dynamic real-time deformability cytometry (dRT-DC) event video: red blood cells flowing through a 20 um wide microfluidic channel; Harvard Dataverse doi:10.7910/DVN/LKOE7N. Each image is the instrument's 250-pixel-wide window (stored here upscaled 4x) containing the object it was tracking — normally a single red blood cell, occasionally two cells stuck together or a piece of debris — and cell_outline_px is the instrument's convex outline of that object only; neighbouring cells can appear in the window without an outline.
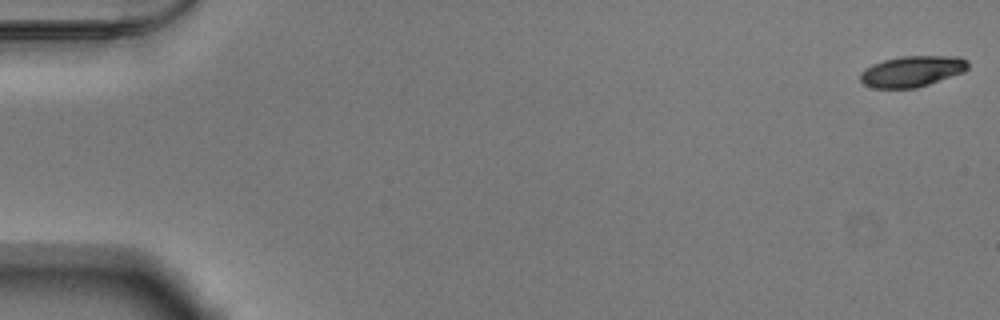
{"species": "Egyptian fruit bat (a non-hibernating species)", "species_latin": "Rousettus aegyptiacus", "temperature_condition": "warm", "stored_images_in_passage": 53, "camera_frame_rate_fps": 3000, "um_per_image_px": 0.085, "animal": {"sex": "male"}, "frame": {"image": 1, "passage_image": 1, "time_ms": 0.0, "image_size_px": [1000, 320], "cell_outline_px": [[968, 68], [964, 72], [916, 88], [872, 88], [864, 84], [860, 80], [860, 72], [872, 64], [884, 60], [900, 56], [960, 56], [968, 60]], "centroid_in_image_um": [77.53, 6.05], "position_along_channel_um": 7.5, "area_um2": 19.48}}
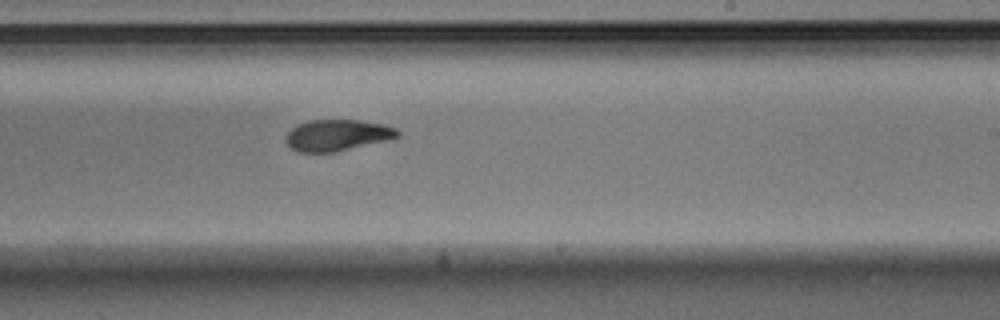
{"frame": {"image": 2, "passage_image": 33, "time_ms": 10.667, "image_size_px": [1000, 320], "cell_outline_px": [[400, 136], [388, 140], [336, 152], [296, 152], [284, 140], [288, 132], [296, 124], [308, 120], [356, 120], [384, 124], [396, 128], [400, 132]], "centroid_in_image_um": [28.66, 11.49], "position_along_channel_um": 260.3, "area_um2": 20.52}}
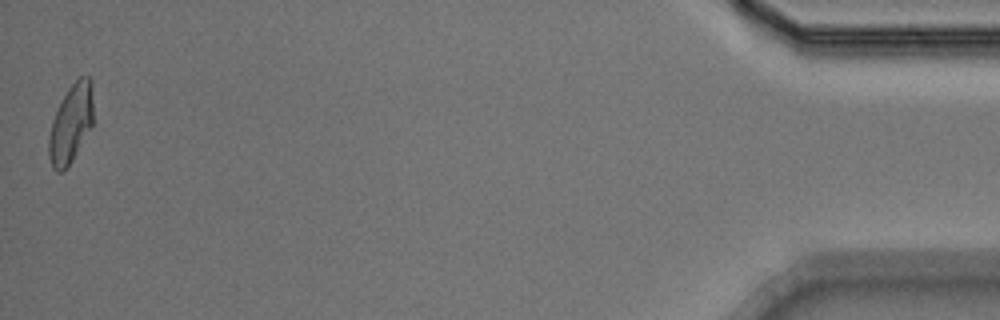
{"frame": {"image": 3, "passage_image": 53, "time_ms": 17.333, "image_size_px": [1000, 320], "cell_outline_px": [[92, 128], [72, 160], [64, 172], [56, 172], [52, 168], [48, 156], [48, 140], [52, 120], [68, 88], [80, 76], [88, 76], [92, 80]], "centroid_in_image_um": [6.02, 10.55], "position_along_channel_um": 429.2, "area_um2": 20.4}, "authors_computed_cell_mechanics": {"area_um2": 20.5768, "velocity_mm_per_s": 3.8615, "shape_relaxation_time_tau1_ms": 3.559, "shape_relaxation_time_tau2_ms": 3.4806, "deformation_change_tau1": 0.1462, "deformation_change_tau2": 0.0912}}